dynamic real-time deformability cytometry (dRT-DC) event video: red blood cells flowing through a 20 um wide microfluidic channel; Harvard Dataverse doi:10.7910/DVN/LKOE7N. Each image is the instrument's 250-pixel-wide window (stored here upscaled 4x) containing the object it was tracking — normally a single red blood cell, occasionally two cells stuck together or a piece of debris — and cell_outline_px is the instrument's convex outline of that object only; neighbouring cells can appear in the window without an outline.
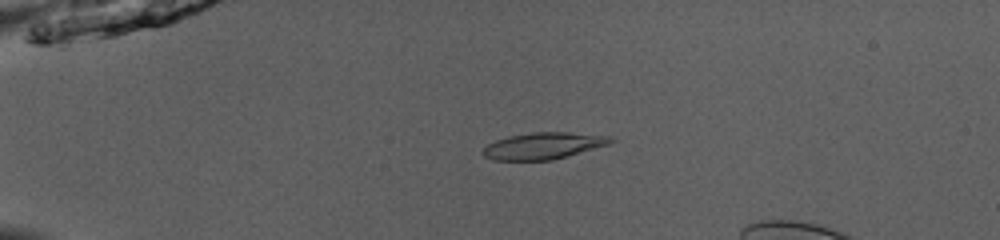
{"species": "common noctule bat (a hibernating species)", "species_latin": "Nyctalus noctula", "temperature_condition": "room temperature", "stored_images_in_passage": 49, "camera_frame_rate_fps": 3000, "um_per_image_px": 0.085, "animal": {"sex": "male", "body_mass_g": 13.0, "forearm_length_mm": 53.1}, "frame": {"image": 1, "passage_image": 14, "time_ms": 4.333, "image_size_px": [1000, 240], "cell_outline_px": [[616, 140], [608, 144], [552, 160], [492, 160], [484, 156], [480, 152], [488, 144], [496, 140], [508, 136], [532, 132], [568, 132], [612, 136]], "centroid_in_image_um": [46.16, 12.38], "position_along_channel_um": 38.8, "area_um2": 19.77}}
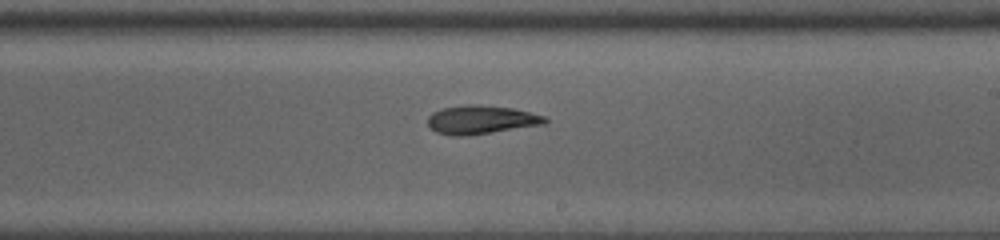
{"frame": {"image": 2, "passage_image": 33, "time_ms": 10.667, "image_size_px": [1000, 240], "cell_outline_px": [[548, 120], [544, 124], [492, 132], [464, 136], [452, 136], [436, 132], [428, 124], [428, 116], [432, 112], [444, 108], [468, 104], [480, 104], [512, 108], [544, 116]], "centroid_in_image_um": [40.86, 10.17], "position_along_channel_um": 248.1, "area_um2": 19.36}}
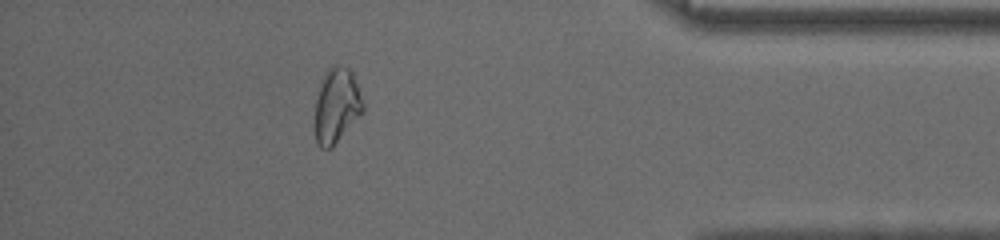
{"frame": {"image": 3, "passage_image": 47, "time_ms": 15.333, "image_size_px": [1000, 240], "cell_outline_px": [[364, 112], [332, 148], [320, 148], [316, 140], [316, 100], [320, 80], [328, 68], [332, 64], [336, 64], [348, 68], [352, 72], [364, 104]], "centroid_in_image_um": [28.62, 8.96], "position_along_channel_um": 406.6, "area_um2": 21.04}}